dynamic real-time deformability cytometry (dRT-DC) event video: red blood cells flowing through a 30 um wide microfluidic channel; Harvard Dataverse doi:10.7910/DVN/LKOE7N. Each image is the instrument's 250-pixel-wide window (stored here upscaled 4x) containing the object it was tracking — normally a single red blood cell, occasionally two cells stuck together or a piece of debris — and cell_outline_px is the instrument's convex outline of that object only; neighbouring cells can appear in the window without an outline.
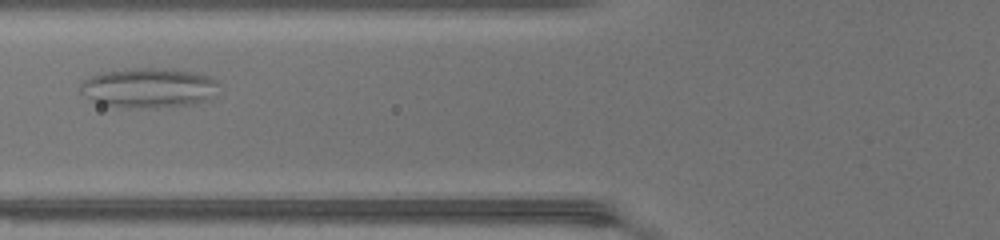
{"species": "common noctule bat (a hibernating species)", "species_latin": "Nyctalus noctula", "temperature_condition": "warm", "stored_images_in_passage": 39, "camera_frame_rate_fps": 3000, "um_per_image_px": 0.085, "animal": {"sex": "female", "body_mass_g": 17.0, "forearm_length_mm": 48.0}, "frame": {"image": 1, "passage_image": 10, "time_ms": 3.0, "image_size_px": [1000, 240], "cell_outline_px": [[220, 84], [204, 100], [196, 104], [152, 108], [136, 108], [104, 104], [92, 100], [80, 92], [80, 84], [84, 80], [100, 72], [136, 68], [168, 68], [196, 72], [212, 76]], "centroid_in_image_um": [12.64, 7.45], "position_along_channel_um": 113.2, "area_um2": 31.96}}
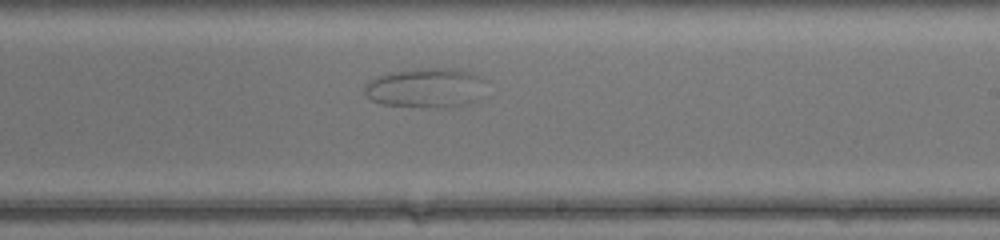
{"frame": {"image": 2, "passage_image": 20, "time_ms": 6.333, "image_size_px": [1000, 240], "cell_outline_px": [[488, 80], [472, 100], [464, 104], [444, 108], [436, 108], [380, 104], [372, 100], [364, 92], [364, 84], [376, 76], [388, 72], [412, 68], [452, 68], [472, 72], [484, 76]], "centroid_in_image_um": [36.14, 7.44], "position_along_channel_um": 252.9, "area_um2": 28.26}}
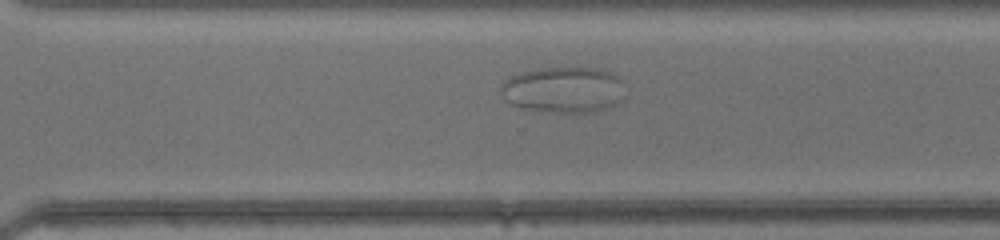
{"frame": {"image": 3, "passage_image": 25, "time_ms": 8.0, "image_size_px": [1000, 240], "cell_outline_px": [[624, 100], [608, 108], [592, 112], [552, 112], [524, 108], [512, 104], [504, 100], [500, 92], [500, 84], [504, 80], [520, 72], [544, 68], [596, 68], [620, 76], [624, 80]], "centroid_in_image_um": [47.93, 7.63], "position_along_channel_um": 322.7, "area_um2": 33.64}}